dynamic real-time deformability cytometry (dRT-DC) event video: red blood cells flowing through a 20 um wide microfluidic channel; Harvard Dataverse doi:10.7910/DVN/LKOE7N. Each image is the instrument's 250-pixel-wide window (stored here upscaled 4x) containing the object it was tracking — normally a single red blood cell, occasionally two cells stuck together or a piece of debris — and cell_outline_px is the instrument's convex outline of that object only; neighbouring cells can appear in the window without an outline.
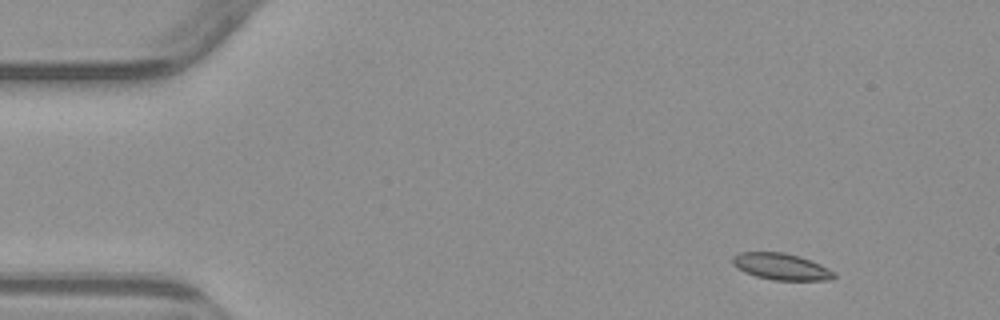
{"species": "common noctule bat (a hibernating species)", "species_latin": "Nyctalus noctula", "temperature_condition": "warm", "stored_images_in_passage": 6, "camera_frame_rate_fps": 3000, "um_per_image_px": 0.085, "animal": {"sex": "male", "body_mass_g": 23.1, "forearm_length_mm": 52.7}, "frame": {"image": 1, "passage_image": 1, "time_ms": 0.0, "image_size_px": [1000, 320], "cell_outline_px": [[836, 276], [832, 280], [772, 280], [756, 276], [744, 272], [732, 264], [732, 256], [740, 252], [784, 252], [800, 256], [820, 264], [836, 272]], "centroid_in_image_um": [66.41, 22.66], "position_along_channel_um": 18.6, "area_um2": 15.84}}
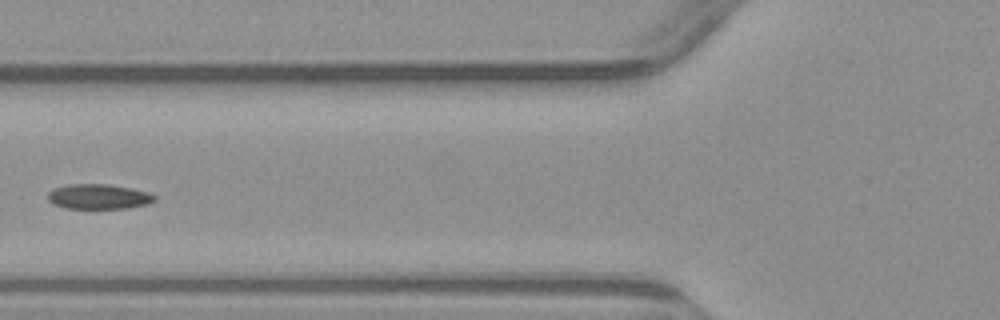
{"frame": {"image": 2, "passage_image": 5, "time_ms": 5.0, "image_size_px": [1000, 320], "cell_outline_px": [[156, 200], [148, 204], [128, 208], [64, 208], [52, 204], [48, 200], [48, 192], [52, 188], [68, 184], [108, 184], [132, 188], [148, 192], [156, 196]], "centroid_in_image_um": [8.37, 16.7], "position_along_channel_um": 117.4, "area_um2": 15.72}}
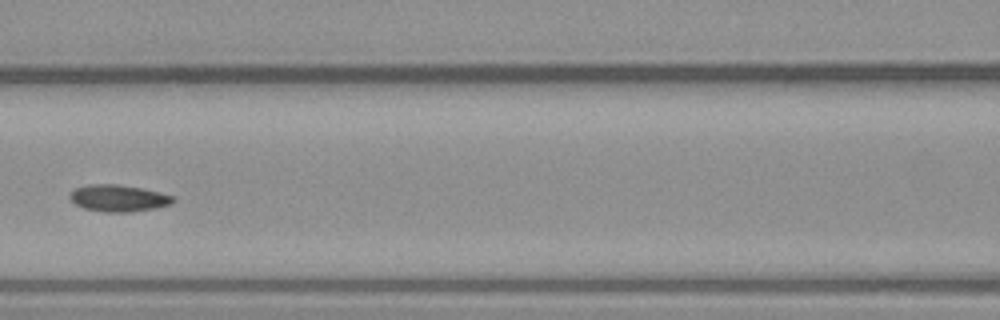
{"frame": {"image": 3, "passage_image": 6, "time_ms": 6.0, "image_size_px": [1000, 320], "cell_outline_px": [[176, 200], [172, 204], [156, 208], [132, 212], [104, 212], [84, 208], [76, 204], [68, 196], [76, 188], [88, 184], [116, 184], [140, 188], [160, 192], [176, 196]], "centroid_in_image_um": [10.12, 16.85], "position_along_channel_um": 156.5, "area_um2": 16.18}}